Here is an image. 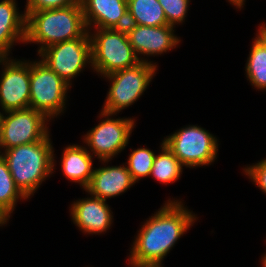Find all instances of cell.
Here are the masks:
<instances>
[{"instance_id": "obj_10", "label": "cell", "mask_w": 266, "mask_h": 267, "mask_svg": "<svg viewBox=\"0 0 266 267\" xmlns=\"http://www.w3.org/2000/svg\"><path fill=\"white\" fill-rule=\"evenodd\" d=\"M4 115L0 125V153L15 146L39 142L50 134L47 126L50 120L32 108L8 111Z\"/></svg>"}, {"instance_id": "obj_5", "label": "cell", "mask_w": 266, "mask_h": 267, "mask_svg": "<svg viewBox=\"0 0 266 267\" xmlns=\"http://www.w3.org/2000/svg\"><path fill=\"white\" fill-rule=\"evenodd\" d=\"M156 71V65L141 61L136 66L104 76L111 83L101 110L118 114L131 106L146 91Z\"/></svg>"}, {"instance_id": "obj_3", "label": "cell", "mask_w": 266, "mask_h": 267, "mask_svg": "<svg viewBox=\"0 0 266 267\" xmlns=\"http://www.w3.org/2000/svg\"><path fill=\"white\" fill-rule=\"evenodd\" d=\"M88 31L81 2L67 7L30 12L26 15V43H37L38 53L48 46L70 41Z\"/></svg>"}, {"instance_id": "obj_26", "label": "cell", "mask_w": 266, "mask_h": 267, "mask_svg": "<svg viewBox=\"0 0 266 267\" xmlns=\"http://www.w3.org/2000/svg\"><path fill=\"white\" fill-rule=\"evenodd\" d=\"M256 38L266 47V23L259 25Z\"/></svg>"}, {"instance_id": "obj_20", "label": "cell", "mask_w": 266, "mask_h": 267, "mask_svg": "<svg viewBox=\"0 0 266 267\" xmlns=\"http://www.w3.org/2000/svg\"><path fill=\"white\" fill-rule=\"evenodd\" d=\"M27 199L16 187L6 161L0 154V211L9 219L18 200Z\"/></svg>"}, {"instance_id": "obj_9", "label": "cell", "mask_w": 266, "mask_h": 267, "mask_svg": "<svg viewBox=\"0 0 266 267\" xmlns=\"http://www.w3.org/2000/svg\"><path fill=\"white\" fill-rule=\"evenodd\" d=\"M51 70L70 86L71 80L92 64L89 30L81 37L46 47L37 53Z\"/></svg>"}, {"instance_id": "obj_27", "label": "cell", "mask_w": 266, "mask_h": 267, "mask_svg": "<svg viewBox=\"0 0 266 267\" xmlns=\"http://www.w3.org/2000/svg\"><path fill=\"white\" fill-rule=\"evenodd\" d=\"M131 267H163L162 263H136V262H129Z\"/></svg>"}, {"instance_id": "obj_1", "label": "cell", "mask_w": 266, "mask_h": 267, "mask_svg": "<svg viewBox=\"0 0 266 267\" xmlns=\"http://www.w3.org/2000/svg\"><path fill=\"white\" fill-rule=\"evenodd\" d=\"M196 218L182 201L167 200L139 229L128 262L162 263Z\"/></svg>"}, {"instance_id": "obj_24", "label": "cell", "mask_w": 266, "mask_h": 267, "mask_svg": "<svg viewBox=\"0 0 266 267\" xmlns=\"http://www.w3.org/2000/svg\"><path fill=\"white\" fill-rule=\"evenodd\" d=\"M26 2V10H24L25 15L34 11L57 9L70 5H76L80 3V0H26Z\"/></svg>"}, {"instance_id": "obj_19", "label": "cell", "mask_w": 266, "mask_h": 267, "mask_svg": "<svg viewBox=\"0 0 266 267\" xmlns=\"http://www.w3.org/2000/svg\"><path fill=\"white\" fill-rule=\"evenodd\" d=\"M160 149V154L155 155L150 175L162 184H170L180 179L184 166L168 149L164 141H162Z\"/></svg>"}, {"instance_id": "obj_11", "label": "cell", "mask_w": 266, "mask_h": 267, "mask_svg": "<svg viewBox=\"0 0 266 267\" xmlns=\"http://www.w3.org/2000/svg\"><path fill=\"white\" fill-rule=\"evenodd\" d=\"M0 64L3 65L0 77L1 110L8 112L29 108L30 61L0 56Z\"/></svg>"}, {"instance_id": "obj_15", "label": "cell", "mask_w": 266, "mask_h": 267, "mask_svg": "<svg viewBox=\"0 0 266 267\" xmlns=\"http://www.w3.org/2000/svg\"><path fill=\"white\" fill-rule=\"evenodd\" d=\"M135 183L125 164L121 166H102L94 169L91 181L85 192L94 197L107 200L108 198L122 195Z\"/></svg>"}, {"instance_id": "obj_23", "label": "cell", "mask_w": 266, "mask_h": 267, "mask_svg": "<svg viewBox=\"0 0 266 267\" xmlns=\"http://www.w3.org/2000/svg\"><path fill=\"white\" fill-rule=\"evenodd\" d=\"M167 19V24L176 27L182 24L189 9L190 0H158Z\"/></svg>"}, {"instance_id": "obj_7", "label": "cell", "mask_w": 266, "mask_h": 267, "mask_svg": "<svg viewBox=\"0 0 266 267\" xmlns=\"http://www.w3.org/2000/svg\"><path fill=\"white\" fill-rule=\"evenodd\" d=\"M163 141L185 167L208 166L217 159L218 139L200 126L187 125Z\"/></svg>"}, {"instance_id": "obj_28", "label": "cell", "mask_w": 266, "mask_h": 267, "mask_svg": "<svg viewBox=\"0 0 266 267\" xmlns=\"http://www.w3.org/2000/svg\"><path fill=\"white\" fill-rule=\"evenodd\" d=\"M228 2L234 5L238 9L243 8V5H245L244 4L245 0H228Z\"/></svg>"}, {"instance_id": "obj_13", "label": "cell", "mask_w": 266, "mask_h": 267, "mask_svg": "<svg viewBox=\"0 0 266 267\" xmlns=\"http://www.w3.org/2000/svg\"><path fill=\"white\" fill-rule=\"evenodd\" d=\"M71 217L85 234H101L107 232L112 225V211L106 200L94 197L79 199L71 204Z\"/></svg>"}, {"instance_id": "obj_2", "label": "cell", "mask_w": 266, "mask_h": 267, "mask_svg": "<svg viewBox=\"0 0 266 267\" xmlns=\"http://www.w3.org/2000/svg\"><path fill=\"white\" fill-rule=\"evenodd\" d=\"M0 154L7 163L16 187L27 199L55 172L54 148L49 134L39 142L15 146Z\"/></svg>"}, {"instance_id": "obj_4", "label": "cell", "mask_w": 266, "mask_h": 267, "mask_svg": "<svg viewBox=\"0 0 266 267\" xmlns=\"http://www.w3.org/2000/svg\"><path fill=\"white\" fill-rule=\"evenodd\" d=\"M91 40V67L101 77L113 72L136 66L138 63L149 62L147 58L137 57L132 45L129 43L124 29H94L89 30Z\"/></svg>"}, {"instance_id": "obj_18", "label": "cell", "mask_w": 266, "mask_h": 267, "mask_svg": "<svg viewBox=\"0 0 266 267\" xmlns=\"http://www.w3.org/2000/svg\"><path fill=\"white\" fill-rule=\"evenodd\" d=\"M128 24L144 26H164L167 24L165 12L158 0H127Z\"/></svg>"}, {"instance_id": "obj_21", "label": "cell", "mask_w": 266, "mask_h": 267, "mask_svg": "<svg viewBox=\"0 0 266 267\" xmlns=\"http://www.w3.org/2000/svg\"><path fill=\"white\" fill-rule=\"evenodd\" d=\"M245 66L246 77L257 90L266 89V47L255 37Z\"/></svg>"}, {"instance_id": "obj_12", "label": "cell", "mask_w": 266, "mask_h": 267, "mask_svg": "<svg viewBox=\"0 0 266 267\" xmlns=\"http://www.w3.org/2000/svg\"><path fill=\"white\" fill-rule=\"evenodd\" d=\"M174 30V26L171 25L153 27L128 24L125 28L129 43L137 57H155L177 47L181 41Z\"/></svg>"}, {"instance_id": "obj_29", "label": "cell", "mask_w": 266, "mask_h": 267, "mask_svg": "<svg viewBox=\"0 0 266 267\" xmlns=\"http://www.w3.org/2000/svg\"><path fill=\"white\" fill-rule=\"evenodd\" d=\"M7 222H9V219L0 211V226L7 224Z\"/></svg>"}, {"instance_id": "obj_16", "label": "cell", "mask_w": 266, "mask_h": 267, "mask_svg": "<svg viewBox=\"0 0 266 267\" xmlns=\"http://www.w3.org/2000/svg\"><path fill=\"white\" fill-rule=\"evenodd\" d=\"M26 15L20 14L16 0L0 1V56H9L14 43H25Z\"/></svg>"}, {"instance_id": "obj_22", "label": "cell", "mask_w": 266, "mask_h": 267, "mask_svg": "<svg viewBox=\"0 0 266 267\" xmlns=\"http://www.w3.org/2000/svg\"><path fill=\"white\" fill-rule=\"evenodd\" d=\"M155 155L152 150L145 147L137 148L129 155L127 169L135 182L150 176Z\"/></svg>"}, {"instance_id": "obj_6", "label": "cell", "mask_w": 266, "mask_h": 267, "mask_svg": "<svg viewBox=\"0 0 266 267\" xmlns=\"http://www.w3.org/2000/svg\"><path fill=\"white\" fill-rule=\"evenodd\" d=\"M70 85L43 61H30V106L49 120L62 114Z\"/></svg>"}, {"instance_id": "obj_25", "label": "cell", "mask_w": 266, "mask_h": 267, "mask_svg": "<svg viewBox=\"0 0 266 267\" xmlns=\"http://www.w3.org/2000/svg\"><path fill=\"white\" fill-rule=\"evenodd\" d=\"M243 170L249 179L266 194V158L254 165L245 167Z\"/></svg>"}, {"instance_id": "obj_30", "label": "cell", "mask_w": 266, "mask_h": 267, "mask_svg": "<svg viewBox=\"0 0 266 267\" xmlns=\"http://www.w3.org/2000/svg\"><path fill=\"white\" fill-rule=\"evenodd\" d=\"M262 267H266V254L262 257Z\"/></svg>"}, {"instance_id": "obj_31", "label": "cell", "mask_w": 266, "mask_h": 267, "mask_svg": "<svg viewBox=\"0 0 266 267\" xmlns=\"http://www.w3.org/2000/svg\"><path fill=\"white\" fill-rule=\"evenodd\" d=\"M4 114H5L4 111L0 112V125H1V123L3 121Z\"/></svg>"}, {"instance_id": "obj_8", "label": "cell", "mask_w": 266, "mask_h": 267, "mask_svg": "<svg viewBox=\"0 0 266 267\" xmlns=\"http://www.w3.org/2000/svg\"><path fill=\"white\" fill-rule=\"evenodd\" d=\"M116 114L100 111L98 116L104 118L98 125L89 130L84 136L86 149L99 161L107 163L128 145L131 133L135 127L133 118H117L111 116ZM111 117V118H110Z\"/></svg>"}, {"instance_id": "obj_17", "label": "cell", "mask_w": 266, "mask_h": 267, "mask_svg": "<svg viewBox=\"0 0 266 267\" xmlns=\"http://www.w3.org/2000/svg\"><path fill=\"white\" fill-rule=\"evenodd\" d=\"M92 158L94 156L88 152L86 146H67L62 153L60 165L64 176L72 182L79 183L85 190L94 172Z\"/></svg>"}, {"instance_id": "obj_14", "label": "cell", "mask_w": 266, "mask_h": 267, "mask_svg": "<svg viewBox=\"0 0 266 267\" xmlns=\"http://www.w3.org/2000/svg\"><path fill=\"white\" fill-rule=\"evenodd\" d=\"M87 29H124L128 25L127 0H80ZM94 26V27H93Z\"/></svg>"}]
</instances>
